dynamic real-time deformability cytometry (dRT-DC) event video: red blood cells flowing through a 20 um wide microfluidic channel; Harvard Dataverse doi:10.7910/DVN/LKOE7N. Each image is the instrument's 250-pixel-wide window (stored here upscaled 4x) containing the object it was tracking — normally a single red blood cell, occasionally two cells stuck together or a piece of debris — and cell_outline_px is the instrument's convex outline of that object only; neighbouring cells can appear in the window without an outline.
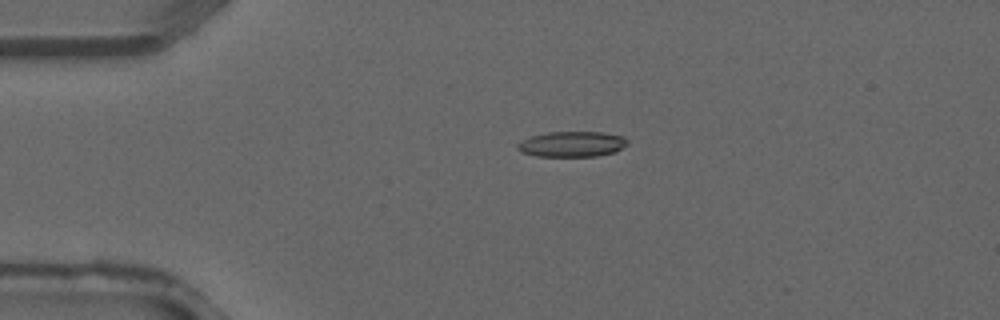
{"species": "common noctule bat (a hibernating species)", "species_latin": "Nyctalus noctula", "temperature_condition": "warm", "stored_images_in_passage": 4, "camera_frame_rate_fps": 3000, "um_per_image_px": 0.085, "animal": {"sex": "male", "forearm_length_mm": 52.5}, "frame": {"image": 1, "passage_image": 4, "time_ms": 1.0, "image_size_px": [1000, 320], "cell_outline_px": [[628, 144], [616, 152], [596, 156], [536, 156], [520, 152], [516, 148], [516, 144], [520, 140], [532, 136], [548, 132], [600, 132], [624, 136], [628, 140]], "centroid_in_image_um": [48.61, 12.25], "position_along_channel_um": 36.4, "area_um2": 16.47}}